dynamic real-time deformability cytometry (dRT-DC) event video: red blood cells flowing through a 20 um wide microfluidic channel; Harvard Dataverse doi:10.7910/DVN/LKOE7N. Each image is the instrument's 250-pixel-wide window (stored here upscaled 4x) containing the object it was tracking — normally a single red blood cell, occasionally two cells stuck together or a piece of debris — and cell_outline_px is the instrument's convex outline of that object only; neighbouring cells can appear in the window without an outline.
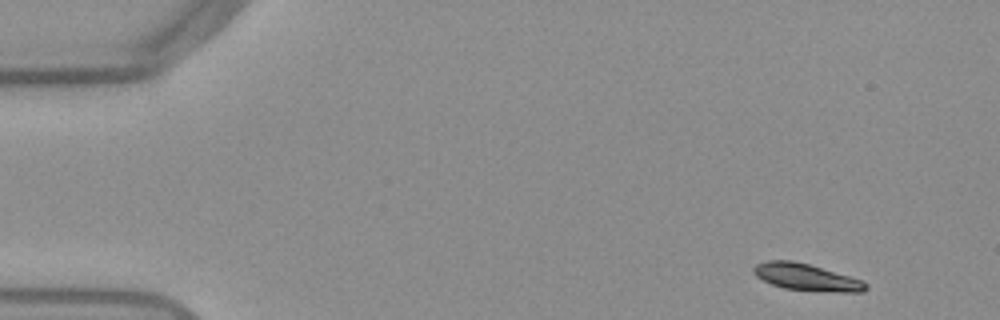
{"species": "Egyptian fruit bat (a non-hibernating species)", "species_latin": "Rousettus aegyptiacus", "temperature_condition": "warm", "stored_images_in_passage": 50, "camera_frame_rate_fps": 3000, "um_per_image_px": 0.085, "frame": {"image": 1, "passage_image": 1, "time_ms": 0.0, "image_size_px": [1000, 320], "cell_outline_px": [[864, 288], [796, 288], [780, 284], [768, 280], [764, 276], [772, 264], [804, 264], [864, 284]], "centroid_in_image_um": [68.66, 23.58], "position_along_channel_um": 16.3, "area_um2": 11.62}}
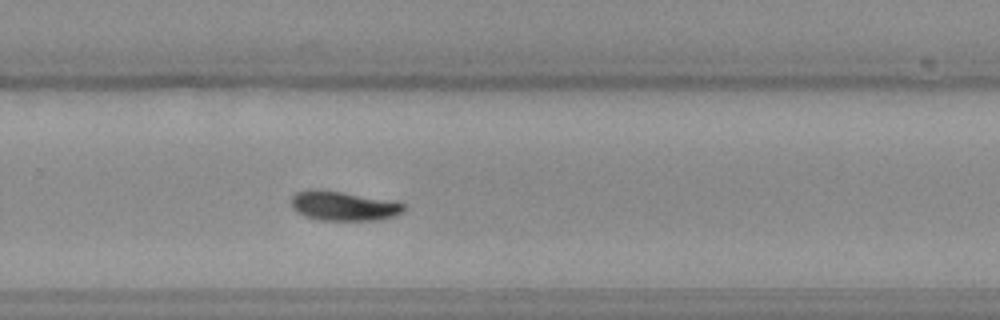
{"frame": {"image": 2, "passage_image": 32, "time_ms": 10.333, "image_size_px": [1000, 320], "cell_outline_px": [[396, 208], [388, 212], [372, 216], [344, 216], [320, 212], [304, 208], [300, 204], [300, 200], [304, 196], [340, 196], [396, 204]], "centroid_in_image_um": [29.4, 17.5], "position_along_channel_um": 300.4, "area_um2": 10.29}}
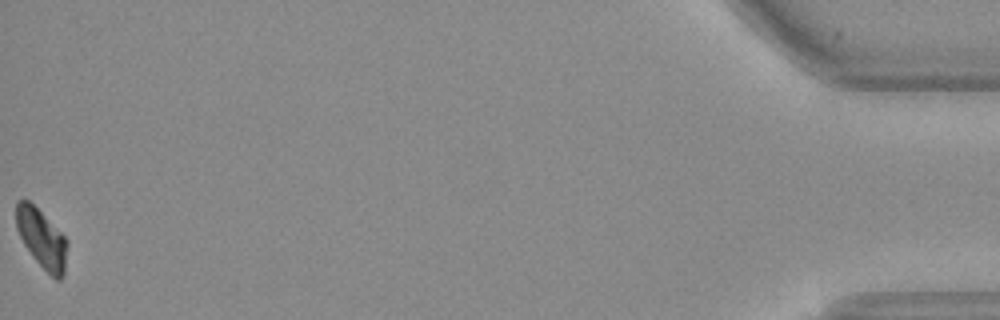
{"frame": {"image": 3, "passage_image": 50, "time_ms": 16.333, "image_size_px": [1000, 320], "cell_outline_px": [[64, 244], [60, 272], [32, 248], [28, 244], [20, 228], [20, 204], [28, 204], [64, 240]], "centroid_in_image_um": [3.52, 20.09], "position_along_channel_um": 431.7, "area_um2": 11.27}}